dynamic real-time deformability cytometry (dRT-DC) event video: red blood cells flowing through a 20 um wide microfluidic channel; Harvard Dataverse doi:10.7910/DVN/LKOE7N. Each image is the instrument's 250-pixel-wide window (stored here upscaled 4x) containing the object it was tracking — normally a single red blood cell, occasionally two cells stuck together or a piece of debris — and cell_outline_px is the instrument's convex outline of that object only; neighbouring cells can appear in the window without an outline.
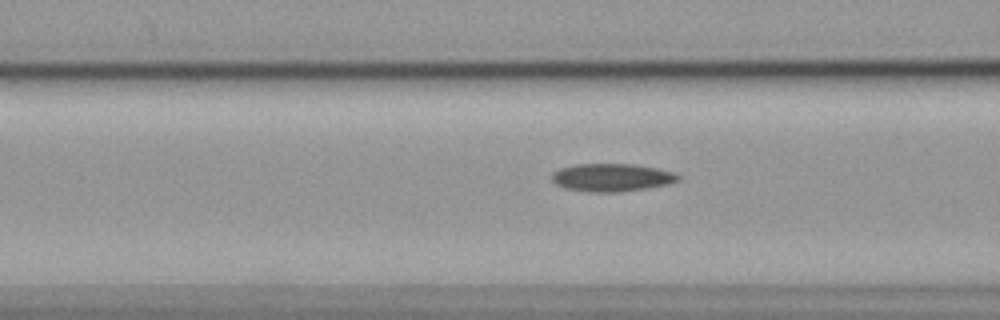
{"species": "common noctule bat (a hibernating species)", "species_latin": "Nyctalus noctula", "temperature_condition": "cold", "stored_images_in_passage": 40, "camera_frame_rate_fps": 3000, "um_per_image_px": 0.085, "animal": {"sex": "female", "body_mass_g": 19.9}, "frame": {"image": 1, "passage_image": 8, "time_ms": 2.333, "image_size_px": [1000, 320], "cell_outline_px": [[680, 180], [668, 184], [648, 188], [620, 192], [588, 192], [564, 188], [556, 184], [552, 180], [552, 172], [560, 168], [576, 164], [632, 164], [656, 168], [676, 172], [680, 176]], "centroid_in_image_um": [52.01, 15.09], "position_along_channel_um": 114.6, "area_um2": 20.69}}
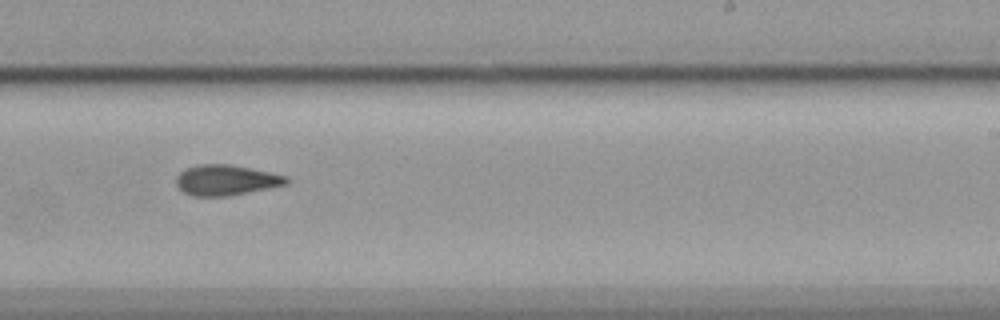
{"frame": {"image": 2, "passage_image": 21, "time_ms": 6.667, "image_size_px": [1000, 320], "cell_outline_px": [[292, 180], [288, 184], [228, 196], [192, 196], [184, 192], [176, 184], [176, 176], [184, 168], [200, 164], [228, 164], [288, 176]], "centroid_in_image_um": [19.21, 15.31], "position_along_channel_um": 269.8, "area_um2": 19.54}}
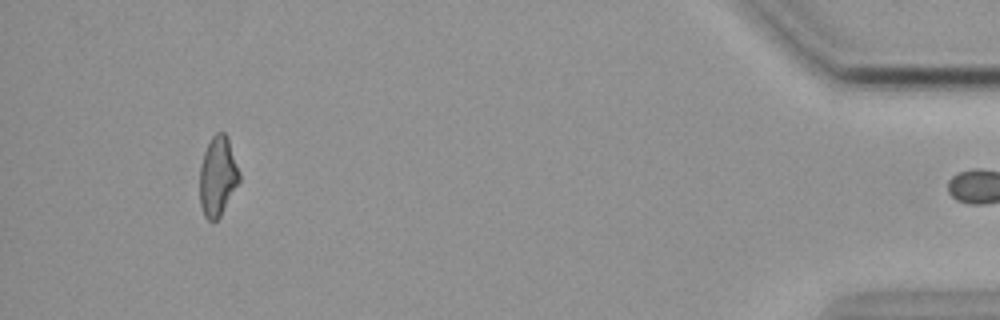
{"frame": {"image": 3, "passage_image": 39, "time_ms": 12.667, "image_size_px": [1000, 320], "cell_outline_px": [[240, 180], [220, 216], [216, 220], [208, 220], [204, 216], [200, 204], [200, 164], [204, 152], [212, 136], [216, 132], [224, 132], [228, 136], [240, 172]], "centroid_in_image_um": [18.51, 14.96], "position_along_channel_um": 416.7, "area_um2": 18.38}}